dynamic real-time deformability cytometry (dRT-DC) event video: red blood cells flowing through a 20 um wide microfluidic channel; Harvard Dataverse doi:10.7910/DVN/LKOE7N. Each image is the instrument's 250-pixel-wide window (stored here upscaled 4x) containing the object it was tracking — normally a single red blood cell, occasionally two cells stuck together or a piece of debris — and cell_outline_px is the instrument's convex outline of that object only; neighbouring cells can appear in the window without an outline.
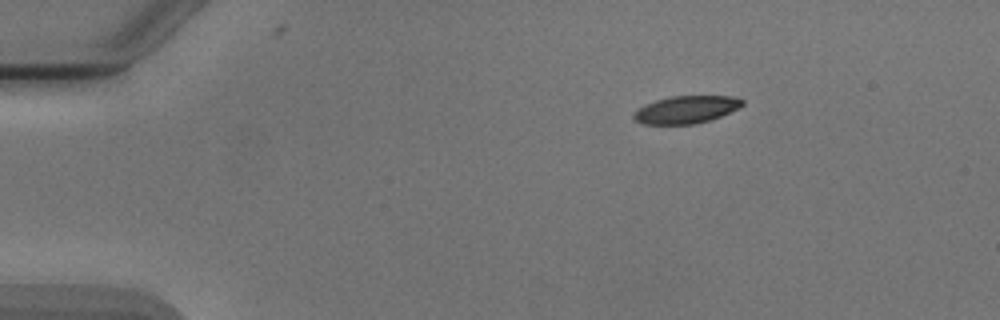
{"species": "Egyptian fruit bat (a non-hibernating species)", "species_latin": "Rousettus aegyptiacus", "temperature_condition": "cold", "stored_images_in_passage": 3, "camera_frame_rate_fps": 3000, "um_per_image_px": 0.085, "animal": {"sex": "male"}, "frame": {"image": 1, "passage_image": 1, "time_ms": 0.0, "image_size_px": [1000, 320], "cell_outline_px": [[744, 104], [740, 108], [720, 116], [696, 124], [640, 124], [632, 116], [640, 108], [656, 100], [672, 96], [732, 96], [744, 100]], "centroid_in_image_um": [58.36, 9.32], "position_along_channel_um": 26.6, "area_um2": 17.22}}